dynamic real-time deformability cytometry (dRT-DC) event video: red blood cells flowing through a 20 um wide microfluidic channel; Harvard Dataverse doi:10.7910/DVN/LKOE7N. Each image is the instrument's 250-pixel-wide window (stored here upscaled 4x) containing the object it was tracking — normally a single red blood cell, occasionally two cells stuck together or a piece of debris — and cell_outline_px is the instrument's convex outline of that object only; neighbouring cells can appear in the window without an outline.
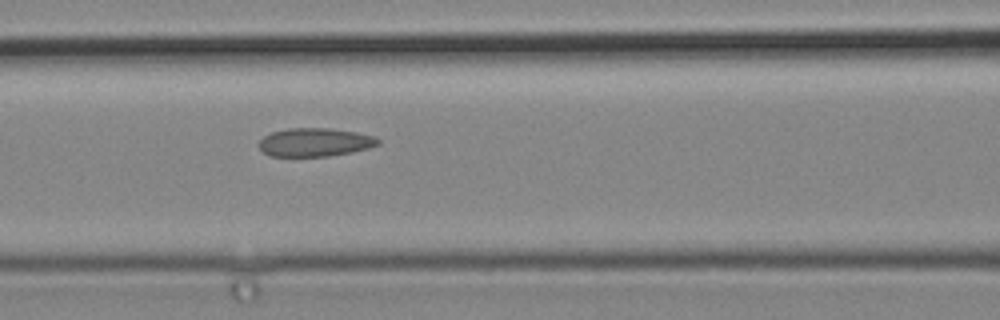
{"species": "common noctule bat (a hibernating species)", "species_latin": "Nyctalus noctula", "temperature_condition": "cold", "stored_images_in_passage": 5, "camera_frame_rate_fps": 3000, "um_per_image_px": 0.085, "animal": {"sex": "male", "body_mass_g": 19.2, "forearm_length_mm": 51.8}, "frame": {"image": 1, "passage_image": 5, "time_ms": 1.333, "image_size_px": [1000, 320], "cell_outline_px": [[380, 144], [368, 148], [352, 152], [328, 156], [268, 156], [260, 148], [260, 140], [264, 136], [272, 132], [288, 128], [328, 128], [356, 132], [376, 136], [380, 140]], "centroid_in_image_um": [26.79, 12.09], "position_along_channel_um": 139.8, "area_um2": 19.71}}